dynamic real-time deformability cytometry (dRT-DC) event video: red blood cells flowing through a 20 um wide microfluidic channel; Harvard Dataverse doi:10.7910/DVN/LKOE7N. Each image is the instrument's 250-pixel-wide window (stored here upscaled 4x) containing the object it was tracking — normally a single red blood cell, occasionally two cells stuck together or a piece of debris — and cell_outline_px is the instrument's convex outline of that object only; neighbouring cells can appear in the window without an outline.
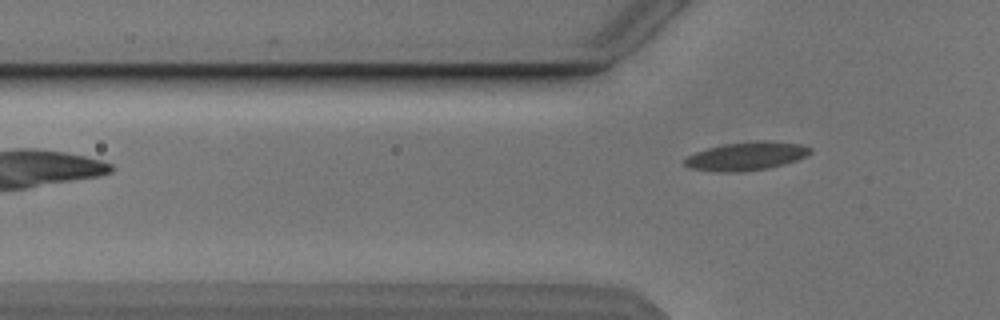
{"species": "Egyptian fruit bat (a non-hibernating species)", "species_latin": "Rousettus aegyptiacus", "temperature_condition": "cold", "stored_images_in_passage": 2, "camera_frame_rate_fps": 3000, "um_per_image_px": 0.085, "animal": {"sex": "male"}, "frame": {"image": 1, "passage_image": 2, "time_ms": 1.333, "image_size_px": [1000, 320], "cell_outline_px": [[812, 152], [796, 160], [784, 164], [768, 168], [728, 172], [688, 168], [684, 164], [684, 160], [688, 156], [696, 152], [708, 148], [724, 144], [756, 140], [768, 140], [800, 144], [812, 148]], "centroid_in_image_um": [63.45, 13.25], "position_along_channel_um": 62.3, "area_um2": 20.52}}